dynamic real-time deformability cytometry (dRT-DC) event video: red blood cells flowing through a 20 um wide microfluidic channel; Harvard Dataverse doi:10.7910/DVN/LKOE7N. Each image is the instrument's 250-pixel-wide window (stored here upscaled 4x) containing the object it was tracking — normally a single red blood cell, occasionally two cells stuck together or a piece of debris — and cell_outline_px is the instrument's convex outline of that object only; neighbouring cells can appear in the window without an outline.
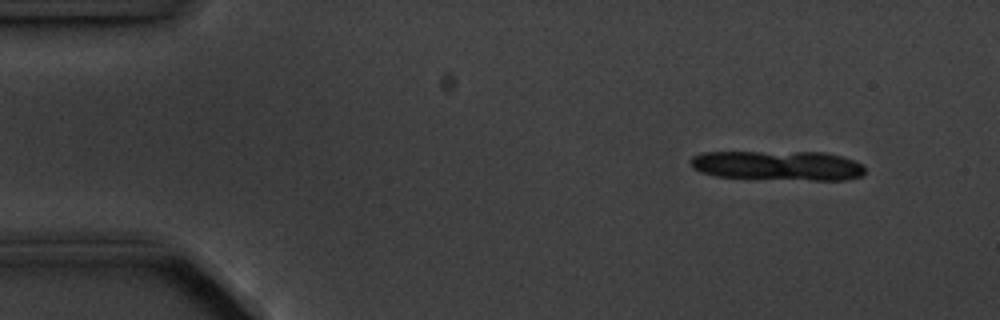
{"species": "common noctule bat (a hibernating species)", "species_latin": "Nyctalus noctula", "temperature_condition": "cold", "stored_images_in_passage": 6, "segment_of_instrument_passage": [2, 2], "camera_frame_rate_fps": 3000, "um_per_image_px": 0.085, "animal": {"sex": "male", "body_mass_g": 20.1, "forearm_length_mm": 53.5}, "frame": {"image": 1, "passage_image": 6, "time_ms": 6.667, "image_size_px": [1000, 320], "cell_outline_px": [[864, 172], [860, 176], [848, 180], [812, 180], [716, 176], [700, 172], [692, 168], [688, 160], [692, 156], [704, 152], [824, 152], [840, 156], [864, 164]], "centroid_in_image_um": [66.1, 14.06], "position_along_channel_um": 18.9, "area_um2": 30.17}}